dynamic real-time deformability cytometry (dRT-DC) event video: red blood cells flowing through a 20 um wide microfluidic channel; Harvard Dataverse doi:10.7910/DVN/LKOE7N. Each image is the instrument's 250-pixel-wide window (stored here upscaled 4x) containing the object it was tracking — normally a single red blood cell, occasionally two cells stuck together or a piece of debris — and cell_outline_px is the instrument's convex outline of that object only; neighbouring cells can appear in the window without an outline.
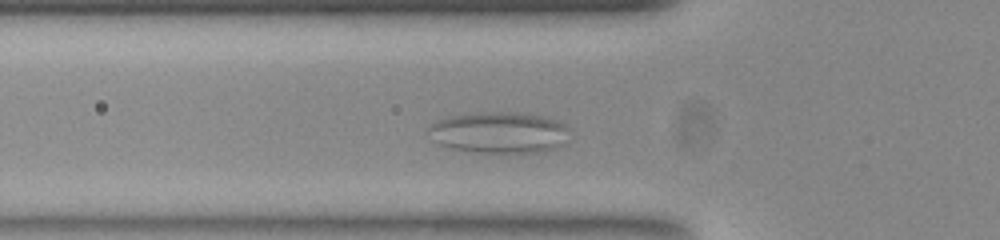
{"species": "common noctule bat (a hibernating species)", "species_latin": "Nyctalus noctula", "temperature_condition": "room temperature", "stored_images_in_passage": 51, "camera_frame_rate_fps": 3000, "um_per_image_px": 0.085, "animal": {"sex": "female", "body_mass_g": 23.0, "forearm_length_mm": 53.4}, "frame": {"image": 1, "passage_image": 11, "time_ms": 3.333, "image_size_px": [1000, 240], "cell_outline_px": [[560, 144], [544, 152], [500, 156], [452, 148], [440, 144], [432, 128], [432, 124], [448, 116], [480, 112], [528, 112], [556, 120], [560, 124]], "centroid_in_image_um": [42.39, 11.29], "position_along_channel_um": 83.4, "area_um2": 33.23}}
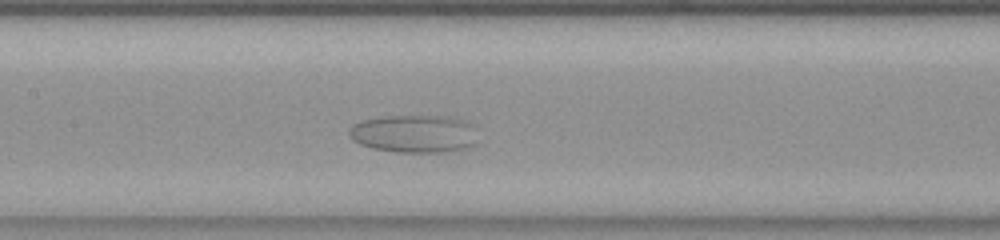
{"frame": {"image": 2, "passage_image": 19, "time_ms": 6.0, "image_size_px": [1000, 240], "cell_outline_px": [[468, 144], [460, 148], [436, 152], [396, 152], [376, 148], [360, 144], [352, 136], [352, 128], [356, 124], [364, 120], [384, 116], [444, 116], [460, 120], [464, 124]], "centroid_in_image_um": [34.98, 11.36], "position_along_channel_um": 172.4, "area_um2": 25.95}}
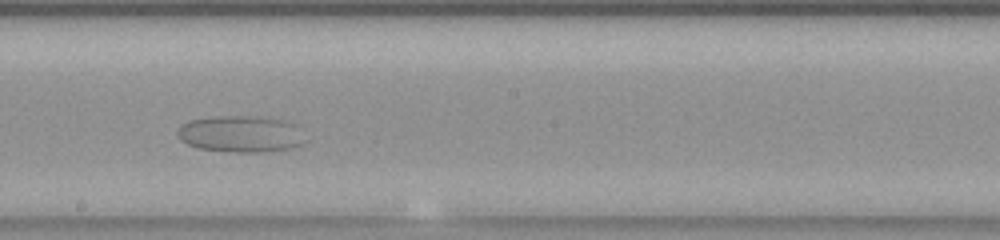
{"frame": {"image": 3, "passage_image": 24, "time_ms": 7.667, "image_size_px": [1000, 240], "cell_outline_px": [[300, 144], [288, 148], [260, 152], [236, 152], [200, 148], [188, 144], [180, 136], [180, 124], [188, 120], [220, 116], [244, 116], [280, 120], [292, 124]], "centroid_in_image_um": [20.32, 11.39], "position_along_channel_um": 227.9, "area_um2": 25.66}}